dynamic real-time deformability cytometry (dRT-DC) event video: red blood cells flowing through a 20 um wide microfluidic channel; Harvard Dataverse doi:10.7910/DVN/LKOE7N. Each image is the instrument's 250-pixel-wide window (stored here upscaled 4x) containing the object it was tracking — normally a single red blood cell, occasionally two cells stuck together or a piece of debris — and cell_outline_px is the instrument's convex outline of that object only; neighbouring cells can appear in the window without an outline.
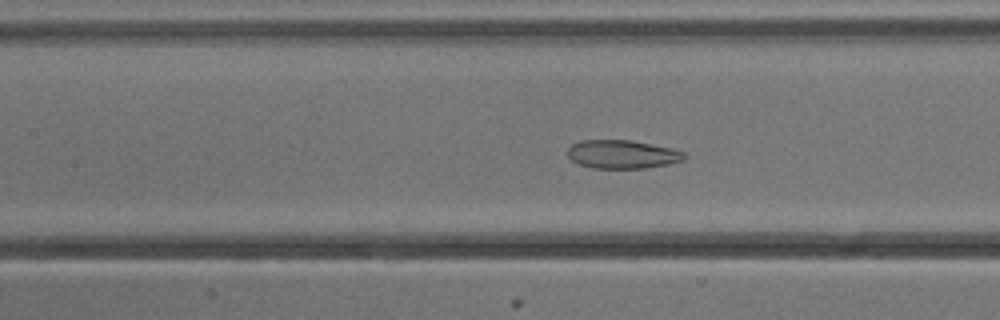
{"species": "common noctule bat (a hibernating species)", "species_latin": "Nyctalus noctula", "temperature_condition": "cold", "stored_images_in_passage": 54, "camera_frame_rate_fps": 3000, "um_per_image_px": 0.085, "animal": {"sex": "male", "body_mass_g": 13.3}, "frame": {"image": 1, "passage_image": 24, "time_ms": 7.667, "image_size_px": [1000, 320], "cell_outline_px": [[688, 156], [684, 160], [668, 164], [644, 168], [592, 168], [580, 164], [572, 160], [568, 156], [568, 148], [572, 144], [580, 140], [628, 140], [672, 148], [684, 152]], "centroid_in_image_um": [52.91, 13.11], "position_along_channel_um": 154.5, "area_um2": 19.31}}
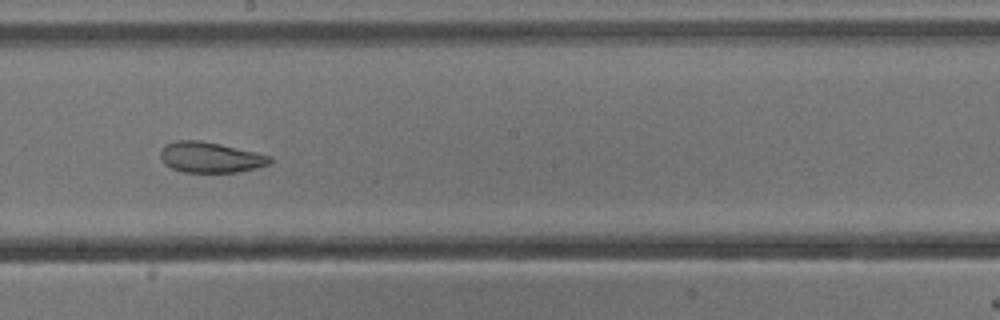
{"frame": {"image": 2, "passage_image": 30, "time_ms": 9.667, "image_size_px": [1000, 320], "cell_outline_px": [[272, 164], [256, 168], [236, 172], [184, 172], [172, 168], [164, 164], [160, 156], [160, 152], [164, 144], [176, 140], [200, 140], [220, 144], [256, 152], [272, 156]], "centroid_in_image_um": [17.89, 13.37], "position_along_channel_um": 230.3, "area_um2": 19.65}}
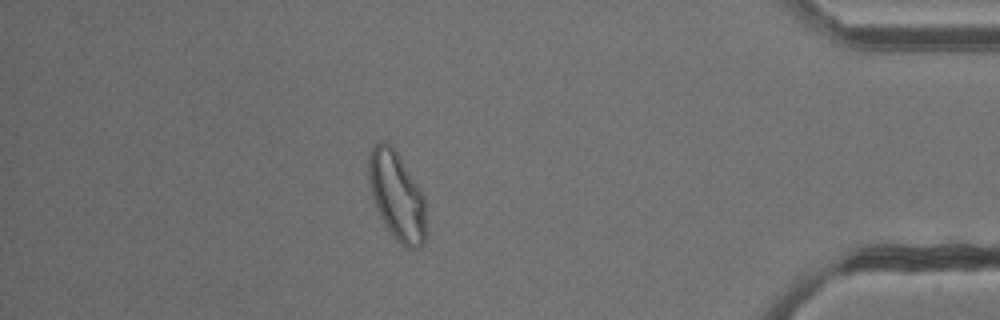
{"frame": {"image": 3, "passage_image": 47, "time_ms": 15.333, "image_size_px": [1000, 320], "cell_outline_px": [[428, 232], [424, 244], [420, 248], [408, 248], [400, 244], [396, 240], [384, 224], [380, 216], [372, 192], [368, 176], [368, 156], [372, 148], [380, 140], [392, 144], [400, 156], [424, 196]], "centroid_in_image_um": [33.77, 16.68], "position_along_channel_um": 401.4, "area_um2": 29.88}, "authors_computed_cell_mechanics": {"area_um2": 26.877, "velocity_mm_per_s": 3.7948, "shape_relaxation_time_tau1_ms": null, "shape_relaxation_time_tau2_ms": 1.4364, "deformation_change_tau1": null, "deformation_change_tau2": 0.072}}